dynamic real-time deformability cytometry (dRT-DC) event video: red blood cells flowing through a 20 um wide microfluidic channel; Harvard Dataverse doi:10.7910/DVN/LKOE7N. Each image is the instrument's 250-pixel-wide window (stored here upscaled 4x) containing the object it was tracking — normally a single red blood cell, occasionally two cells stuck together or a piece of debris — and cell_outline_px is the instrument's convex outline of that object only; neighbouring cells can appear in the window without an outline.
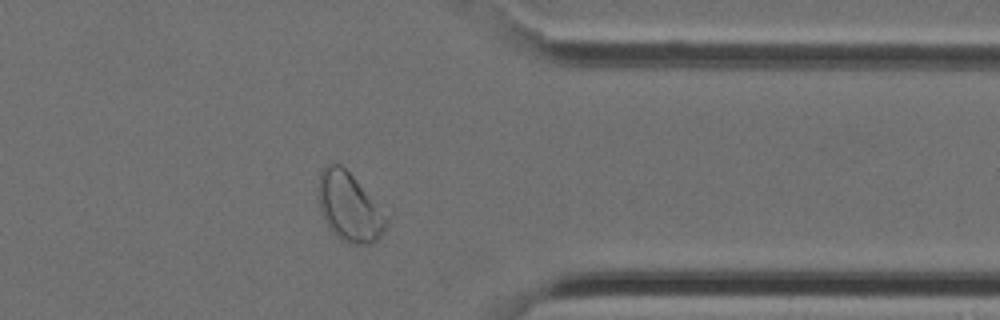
{"species": "Egyptian fruit bat (a non-hibernating species)", "species_latin": "Rousettus aegyptiacus", "temperature_condition": "cold", "stored_images_in_passage": 32, "segment_of_instrument_passage": [1, 2], "camera_frame_rate_fps": 3000, "um_per_image_px": 0.085, "animal": {"sex": "female"}, "frame": {"image": 1, "passage_image": 28, "time_ms": 9.0, "image_size_px": [1000, 320], "cell_outline_px": [[392, 212], [380, 236], [372, 244], [352, 244], [340, 240], [332, 232], [324, 220], [320, 212], [316, 188], [320, 172], [324, 164], [332, 160], [340, 164], [392, 208]], "centroid_in_image_um": [29.78, 17.52], "position_along_channel_um": 381.6, "area_um2": 29.59}}